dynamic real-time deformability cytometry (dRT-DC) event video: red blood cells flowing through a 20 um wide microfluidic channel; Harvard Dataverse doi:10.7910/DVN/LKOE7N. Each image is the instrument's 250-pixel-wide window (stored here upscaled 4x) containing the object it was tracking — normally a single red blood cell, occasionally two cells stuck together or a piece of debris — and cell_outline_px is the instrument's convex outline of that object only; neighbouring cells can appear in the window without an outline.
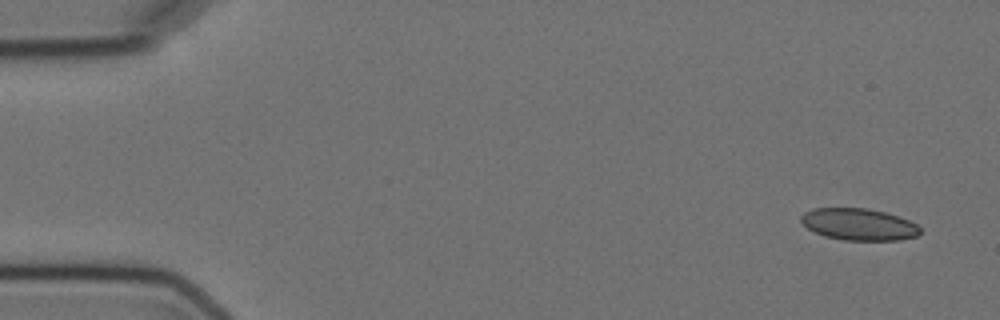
{"species": "Egyptian fruit bat (a non-hibernating species)", "species_latin": "Rousettus aegyptiacus", "temperature_condition": "cold", "stored_images_in_passage": 6, "camera_frame_rate_fps": 3000, "um_per_image_px": 0.085, "animal": {"sex": "female"}, "frame": {"image": 1, "passage_image": 1, "time_ms": 0.0, "image_size_px": [1000, 320], "cell_outline_px": [[920, 232], [916, 236], [900, 240], [844, 240], [824, 236], [808, 228], [800, 220], [800, 216], [804, 212], [812, 208], [868, 208], [884, 212], [908, 220], [916, 224], [920, 228]], "centroid_in_image_um": [72.97, 19.07], "position_along_channel_um": 12.0, "area_um2": 21.96}}
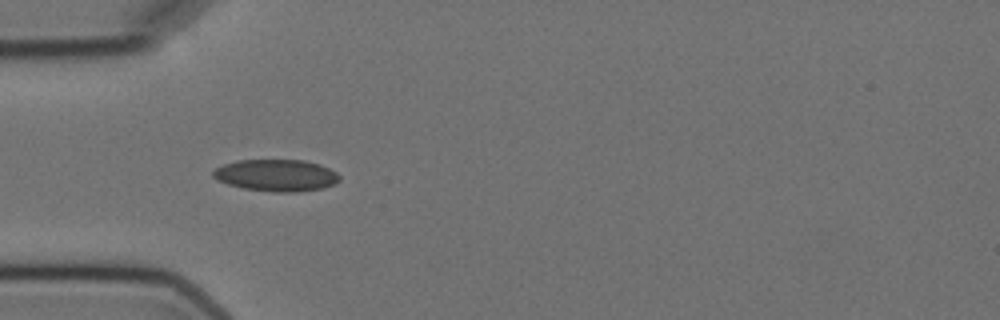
{"frame": {"image": 2, "passage_image": 5, "time_ms": 4.667, "image_size_px": [1000, 320], "cell_outline_px": [[340, 180], [336, 184], [324, 188], [296, 192], [272, 192], [244, 188], [228, 184], [216, 180], [212, 176], [212, 172], [216, 168], [224, 164], [236, 160], [304, 160], [320, 164], [336, 172], [340, 176]], "centroid_in_image_um": [23.5, 14.9], "position_along_channel_um": 61.5, "area_um2": 23.64}}
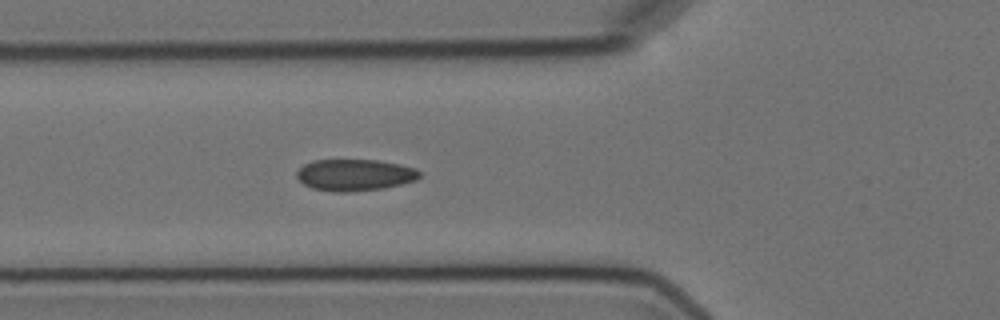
{"frame": {"image": 3, "passage_image": 6, "time_ms": 5.667, "image_size_px": [1000, 320], "cell_outline_px": [[420, 176], [416, 180], [384, 188], [348, 192], [332, 192], [312, 188], [304, 184], [296, 176], [296, 172], [304, 164], [312, 160], [380, 160], [400, 164], [416, 168], [420, 172]], "centroid_in_image_um": [30.15, 14.87], "position_along_channel_um": 95.6, "area_um2": 22.72}}